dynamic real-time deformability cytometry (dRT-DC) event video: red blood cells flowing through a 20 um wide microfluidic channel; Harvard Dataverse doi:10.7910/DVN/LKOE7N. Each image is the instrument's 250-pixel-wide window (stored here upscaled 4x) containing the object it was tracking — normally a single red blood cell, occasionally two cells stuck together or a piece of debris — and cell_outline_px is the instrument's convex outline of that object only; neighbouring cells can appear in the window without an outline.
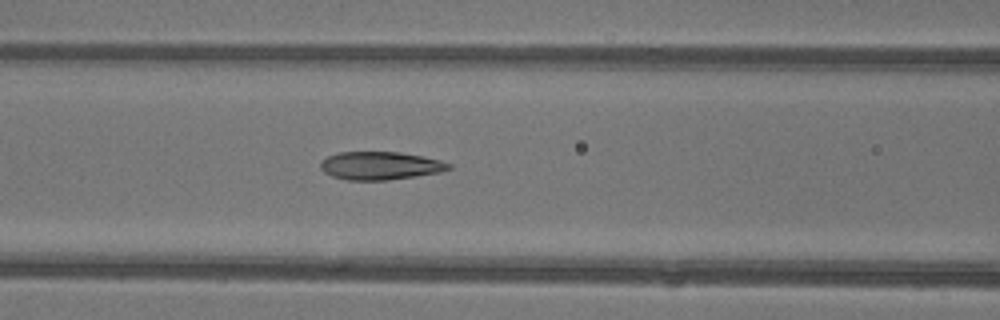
{"species": "common noctule bat (a hibernating species)", "species_latin": "Nyctalus noctula", "temperature_condition": "warm", "stored_images_in_passage": 7, "camera_frame_rate_fps": 3000, "um_per_image_px": 0.085, "animal": {"sex": "female"}, "frame": {"image": 1, "passage_image": 7, "time_ms": 2.0, "image_size_px": [1000, 320], "cell_outline_px": [[452, 168], [440, 172], [416, 176], [388, 180], [348, 180], [332, 176], [324, 172], [320, 168], [320, 160], [328, 156], [340, 152], [400, 152], [440, 160], [452, 164]], "centroid_in_image_um": [32.31, 14.08], "position_along_channel_um": 134.3, "area_um2": 20.98}}